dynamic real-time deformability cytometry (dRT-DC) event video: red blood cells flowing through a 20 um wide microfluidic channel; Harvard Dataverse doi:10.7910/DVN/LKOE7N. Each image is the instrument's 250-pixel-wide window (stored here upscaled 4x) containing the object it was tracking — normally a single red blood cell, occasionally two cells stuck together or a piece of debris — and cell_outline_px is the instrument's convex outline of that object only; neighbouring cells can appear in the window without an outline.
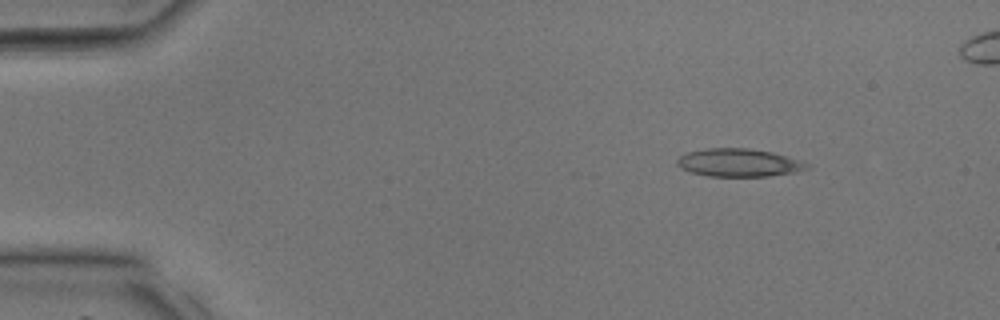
{"species": "common noctule bat (a hibernating species)", "species_latin": "Nyctalus noctula", "temperature_condition": "room temperature", "stored_images_in_passage": 28, "camera_frame_rate_fps": 3000, "um_per_image_px": 0.085, "animal": {"sex": "male", "body_mass_g": 17.9, "forearm_length_mm": 54.2}, "frame": {"image": 1, "passage_image": 1, "time_ms": 0.0, "image_size_px": [1000, 320], "cell_outline_px": [[808, 168], [796, 172], [768, 176], [708, 176], [692, 172], [680, 168], [676, 164], [676, 160], [680, 156], [688, 152], [704, 148], [748, 148], [772, 152], [808, 164]], "centroid_in_image_um": [62.73, 13.83], "position_along_channel_um": 22.3, "area_um2": 20.92}}
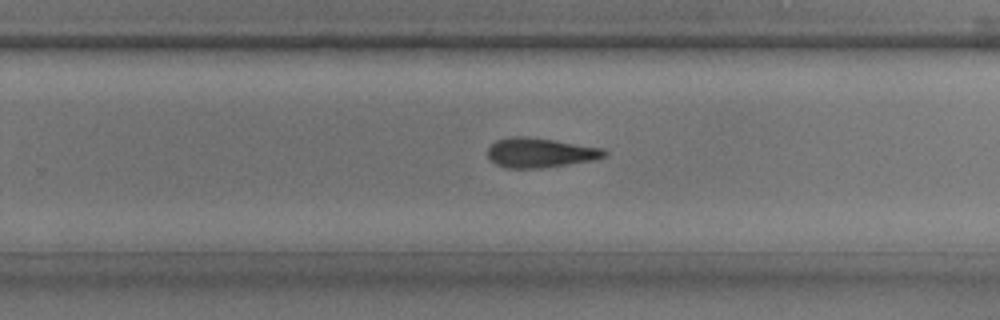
{"frame": {"image": 2, "passage_image": 20, "time_ms": 6.333, "image_size_px": [1000, 320], "cell_outline_px": [[608, 156], [596, 160], [540, 168], [504, 168], [496, 164], [488, 156], [488, 148], [496, 140], [512, 136], [524, 136], [552, 140], [604, 148], [608, 152]], "centroid_in_image_um": [45.95, 12.98], "position_along_channel_um": 283.9, "area_um2": 20.17}}
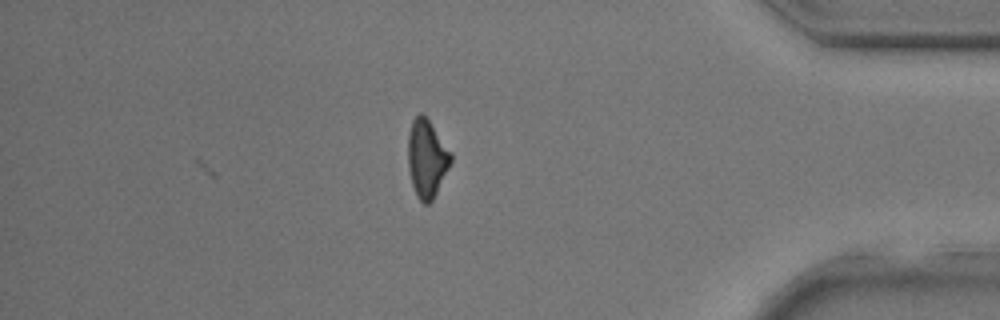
{"frame": {"image": 3, "passage_image": 28, "time_ms": 9.0, "image_size_px": [1000, 320], "cell_outline_px": [[452, 160], [432, 200], [428, 204], [424, 204], [416, 196], [412, 184], [408, 168], [408, 132], [412, 120], [420, 112], [424, 112], [452, 152]], "centroid_in_image_um": [36.27, 13.41], "position_along_channel_um": 398.9, "area_um2": 19.59}}